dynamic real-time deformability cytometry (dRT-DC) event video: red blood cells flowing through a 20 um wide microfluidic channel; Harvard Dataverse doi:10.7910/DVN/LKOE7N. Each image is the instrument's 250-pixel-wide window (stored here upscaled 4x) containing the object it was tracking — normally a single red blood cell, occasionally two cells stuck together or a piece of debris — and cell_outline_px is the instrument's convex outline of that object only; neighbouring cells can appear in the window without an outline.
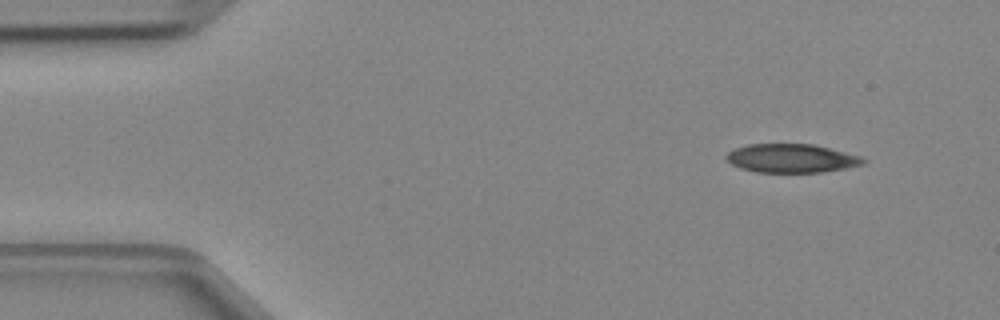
{"species": "Egyptian fruit bat (a non-hibernating species)", "species_latin": "Rousettus aegyptiacus", "temperature_condition": "cold", "stored_images_in_passage": 4, "segment_of_instrument_passage": [1, 2], "camera_frame_rate_fps": 3000, "um_per_image_px": 0.085, "animal": {"sex": "female"}, "frame": {"image": 1, "passage_image": 1, "time_ms": 0.0, "image_size_px": [1000, 320], "cell_outline_px": [[868, 160], [864, 164], [844, 168], [820, 172], [756, 172], [740, 168], [732, 164], [724, 156], [728, 152], [736, 148], [748, 144], [812, 144], [860, 156]], "centroid_in_image_um": [67.25, 13.45], "position_along_channel_um": 17.7, "area_um2": 22.66}}